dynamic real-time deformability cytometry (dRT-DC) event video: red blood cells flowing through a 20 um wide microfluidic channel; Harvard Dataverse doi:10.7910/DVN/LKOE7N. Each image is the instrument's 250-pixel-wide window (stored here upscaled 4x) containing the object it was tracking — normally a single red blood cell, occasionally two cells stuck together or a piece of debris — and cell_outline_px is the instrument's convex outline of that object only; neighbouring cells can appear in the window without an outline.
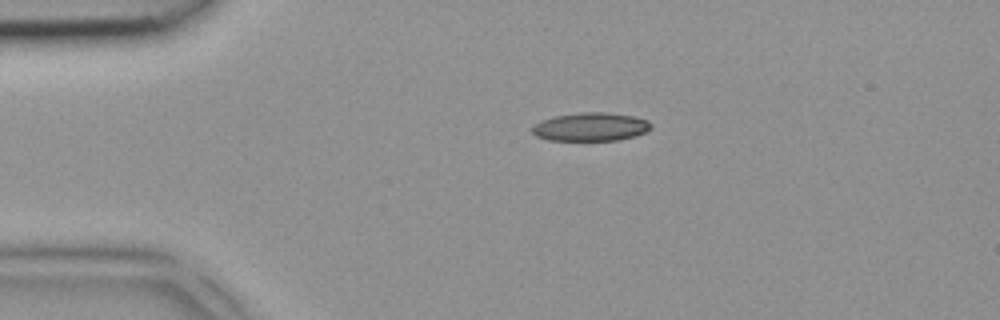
{"species": "common noctule bat (a hibernating species)", "species_latin": "Nyctalus noctula", "temperature_condition": "room temperature", "stored_images_in_passage": 2, "camera_frame_rate_fps": 3000, "um_per_image_px": 0.085, "animal": {"sex": "female", "body_mass_g": 18.4}, "frame": {"image": 1, "passage_image": 1, "time_ms": 0.0, "image_size_px": [1000, 320], "cell_outline_px": [[652, 128], [636, 136], [620, 140], [548, 140], [536, 136], [532, 132], [532, 128], [540, 120], [556, 116], [580, 112], [608, 112], [632, 116], [648, 120], [652, 124]], "centroid_in_image_um": [50.23, 10.78], "position_along_channel_um": 34.8, "area_um2": 19.71}}